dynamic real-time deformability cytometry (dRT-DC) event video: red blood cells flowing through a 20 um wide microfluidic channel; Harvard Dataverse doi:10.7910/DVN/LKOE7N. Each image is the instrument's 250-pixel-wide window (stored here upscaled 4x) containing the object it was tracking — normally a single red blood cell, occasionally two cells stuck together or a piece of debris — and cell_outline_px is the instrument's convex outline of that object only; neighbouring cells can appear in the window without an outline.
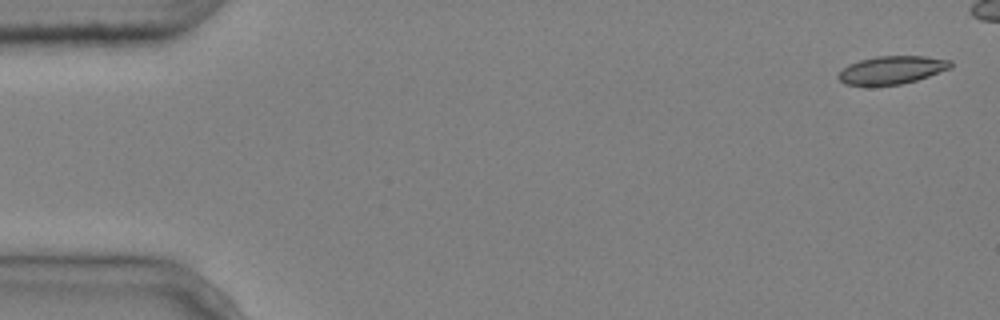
{"species": "common noctule bat (a hibernating species)", "species_latin": "Nyctalus noctula", "temperature_condition": "cold", "stored_images_in_passage": 6, "camera_frame_rate_fps": 3000, "um_per_image_px": 0.085, "animal": {"sex": "male", "body_mass_g": 20.4}, "frame": {"image": 1, "passage_image": 1, "time_ms": 0.0, "image_size_px": [1000, 320], "cell_outline_px": [[952, 68], [916, 80], [900, 84], [844, 84], [836, 76], [848, 64], [860, 60], [876, 56], [924, 56], [952, 60]], "centroid_in_image_um": [75.84, 5.92], "position_along_channel_um": 9.2, "area_um2": 18.03}}